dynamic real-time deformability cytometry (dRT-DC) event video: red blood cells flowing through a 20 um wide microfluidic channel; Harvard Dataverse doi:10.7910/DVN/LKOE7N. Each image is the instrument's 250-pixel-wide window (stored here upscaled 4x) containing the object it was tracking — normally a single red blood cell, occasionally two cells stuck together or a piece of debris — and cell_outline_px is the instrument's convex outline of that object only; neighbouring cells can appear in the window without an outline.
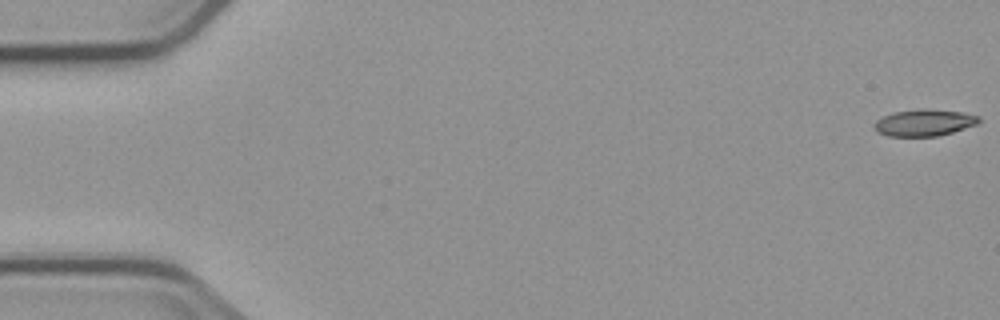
{"species": "common noctule bat (a hibernating species)", "species_latin": "Nyctalus noctula", "temperature_condition": "cold", "stored_images_in_passage": 6, "camera_frame_rate_fps": 3000, "um_per_image_px": 0.085, "animal": {"sex": "male", "body_mass_g": 23.1, "forearm_length_mm": 52.7}, "frame": {"image": 1, "passage_image": 1, "time_ms": 0.0, "image_size_px": [1000, 320], "cell_outline_px": [[980, 120], [976, 124], [952, 132], [936, 136], [888, 136], [876, 132], [872, 128], [872, 124], [876, 120], [884, 116], [896, 112], [924, 108], [964, 112], [980, 116]], "centroid_in_image_um": [78.52, 10.42], "position_along_channel_um": 6.5, "area_um2": 16.3}}
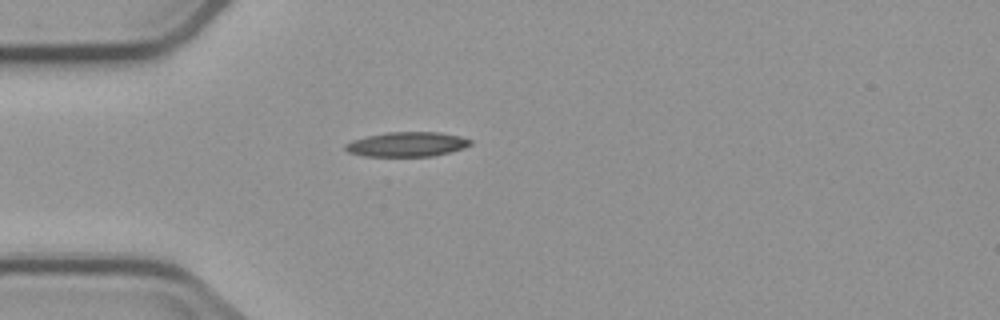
{"frame": {"image": 2, "passage_image": 5, "time_ms": 5.0, "image_size_px": [1000, 320], "cell_outline_px": [[472, 144], [464, 148], [432, 156], [364, 156], [348, 152], [344, 148], [344, 144], [352, 140], [368, 136], [388, 132], [440, 132], [460, 136], [472, 140]], "centroid_in_image_um": [34.59, 12.26], "position_along_channel_um": 50.4, "area_um2": 17.92}}